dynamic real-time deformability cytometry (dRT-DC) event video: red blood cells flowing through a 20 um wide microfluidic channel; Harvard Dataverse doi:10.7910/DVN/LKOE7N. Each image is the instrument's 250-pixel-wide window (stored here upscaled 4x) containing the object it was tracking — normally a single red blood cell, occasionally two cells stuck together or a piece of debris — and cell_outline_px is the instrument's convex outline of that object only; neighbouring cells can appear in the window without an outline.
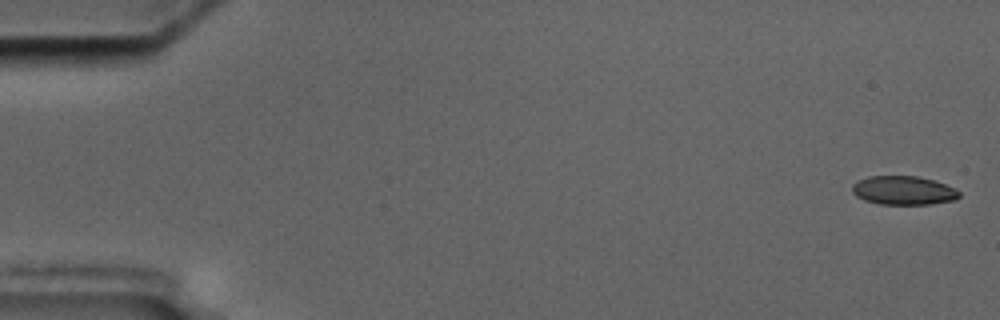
{"species": "common noctule bat (a hibernating species)", "species_latin": "Nyctalus noctula", "temperature_condition": "cold", "stored_images_in_passage": 6, "camera_frame_rate_fps": 3000, "um_per_image_px": 0.085, "animal": {"sex": "male", "body_mass_g": 17.5, "forearm_length_mm": 52.3}, "frame": {"image": 1, "passage_image": 1, "time_ms": 0.0, "image_size_px": [1000, 320], "cell_outline_px": [[960, 196], [952, 200], [932, 204], [880, 204], [864, 200], [856, 196], [852, 192], [852, 184], [868, 176], [916, 176], [932, 180], [944, 184], [960, 192]], "centroid_in_image_um": [76.75, 16.19], "position_along_channel_um": 8.2, "area_um2": 17.74}}
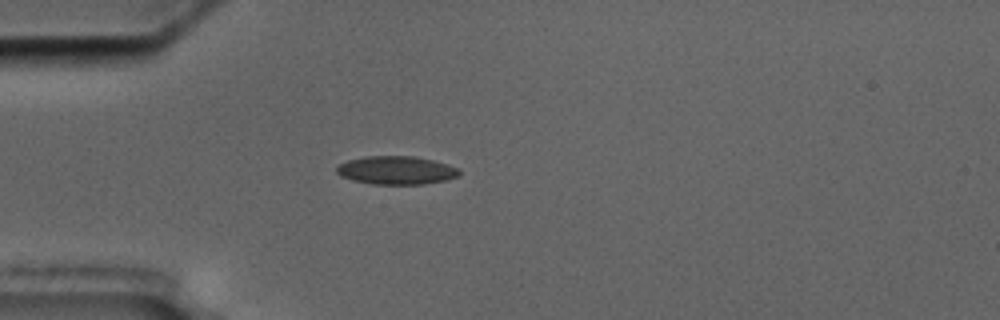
{"frame": {"image": 2, "passage_image": 5, "time_ms": 5.0, "image_size_px": [1000, 320], "cell_outline_px": [[460, 176], [444, 180], [424, 184], [372, 184], [352, 180], [340, 176], [336, 172], [336, 168], [340, 164], [348, 160], [364, 156], [412, 156], [432, 160], [460, 168]], "centroid_in_image_um": [33.68, 14.47], "position_along_channel_um": 51.3, "area_um2": 20.23}}